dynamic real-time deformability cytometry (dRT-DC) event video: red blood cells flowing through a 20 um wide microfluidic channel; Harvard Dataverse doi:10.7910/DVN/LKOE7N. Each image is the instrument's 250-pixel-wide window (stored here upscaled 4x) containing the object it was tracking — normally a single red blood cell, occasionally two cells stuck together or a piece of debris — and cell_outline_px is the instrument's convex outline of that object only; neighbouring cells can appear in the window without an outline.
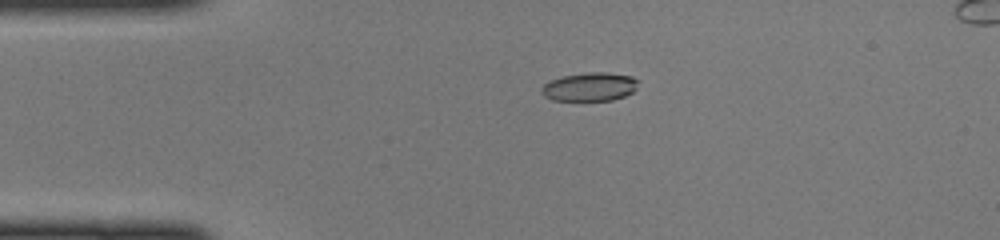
{"species": "common noctule bat (a hibernating species)", "species_latin": "Nyctalus noctula", "temperature_condition": "cold", "stored_images_in_passage": 48, "camera_frame_rate_fps": 3000, "um_per_image_px": 0.085, "animal": {"sex": "female", "body_mass_g": 22.0, "forearm_length_mm": 56.7}, "frame": {"image": 1, "passage_image": 10, "time_ms": 3.0, "image_size_px": [1000, 240], "cell_outline_px": [[640, 80], [636, 88], [632, 92], [624, 96], [612, 100], [552, 100], [544, 96], [540, 92], [540, 88], [544, 84], [552, 80], [564, 76], [588, 72], [608, 72], [632, 76]], "centroid_in_image_um": [50.14, 7.37], "position_along_channel_um": 34.9, "area_um2": 16.13}}
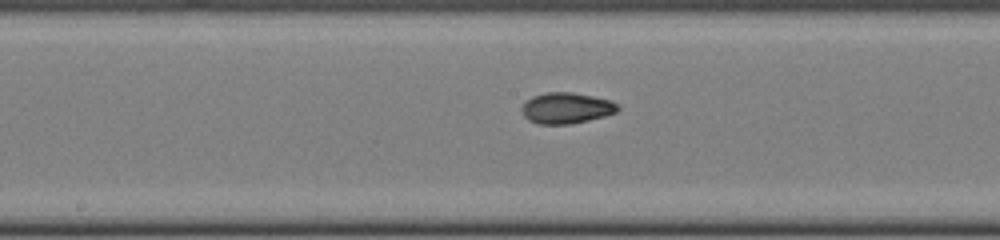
{"frame": {"image": 2, "passage_image": 24, "time_ms": 7.667, "image_size_px": [1000, 240], "cell_outline_px": [[620, 108], [616, 112], [604, 116], [588, 120], [568, 124], [540, 124], [528, 120], [524, 116], [520, 108], [532, 96], [548, 92], [572, 92], [592, 96], [608, 100], [616, 104]], "centroid_in_image_um": [48.11, 9.19], "position_along_channel_um": 200.1, "area_um2": 17.11}}
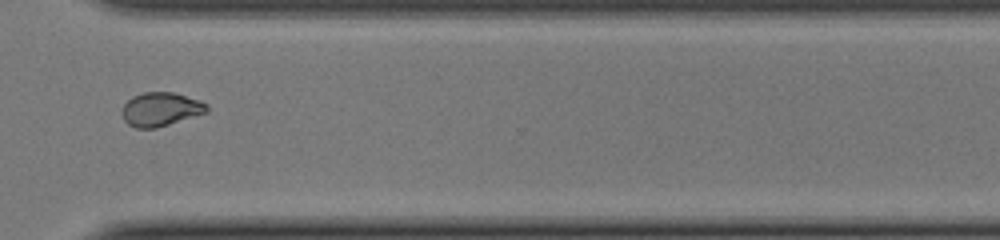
{"frame": {"image": 3, "passage_image": 35, "time_ms": 11.333, "image_size_px": [1000, 240], "cell_outline_px": [[208, 112], [156, 128], [136, 128], [128, 124], [124, 120], [120, 112], [120, 108], [132, 96], [144, 92], [172, 92], [200, 100], [208, 104]], "centroid_in_image_um": [13.63, 9.28], "position_along_channel_um": 357.0, "area_um2": 16.82}}